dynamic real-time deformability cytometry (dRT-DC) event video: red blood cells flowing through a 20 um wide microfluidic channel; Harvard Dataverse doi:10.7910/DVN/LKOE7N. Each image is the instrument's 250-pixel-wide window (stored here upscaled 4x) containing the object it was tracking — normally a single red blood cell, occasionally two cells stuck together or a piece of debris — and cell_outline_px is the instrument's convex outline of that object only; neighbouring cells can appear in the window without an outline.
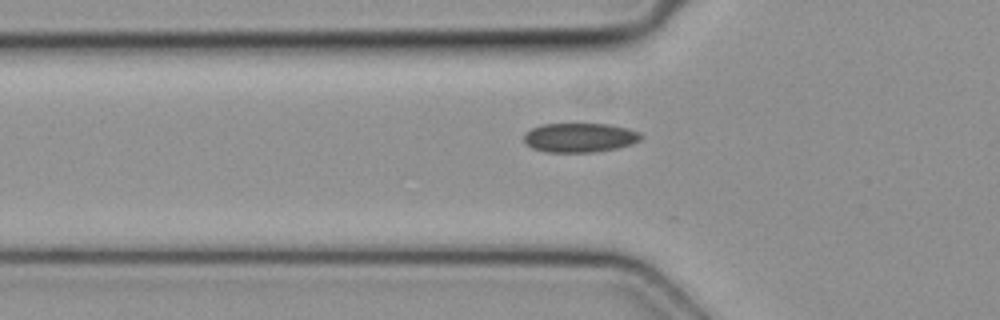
{"species": "common noctule bat (a hibernating species)", "species_latin": "Nyctalus noctula", "temperature_condition": "cold", "stored_images_in_passage": 32, "camera_frame_rate_fps": 3000, "um_per_image_px": 0.085, "animal": {"sex": "female", "body_mass_g": 19.3, "forearm_length_mm": 54.1}, "frame": {"image": 1, "passage_image": 2, "time_ms": 0.333, "image_size_px": [1000, 320], "cell_outline_px": [[644, 136], [640, 140], [632, 144], [616, 148], [596, 152], [544, 152], [532, 148], [524, 144], [524, 132], [532, 128], [544, 124], [608, 124], [628, 128], [640, 132]], "centroid_in_image_um": [49.27, 11.7], "position_along_channel_um": 76.5, "area_um2": 20.17}}
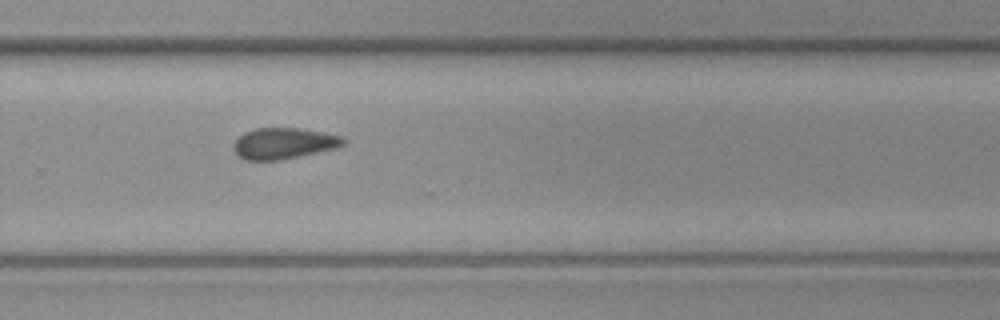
{"frame": {"image": 2, "passage_image": 18, "time_ms": 5.667, "image_size_px": [1000, 320], "cell_outline_px": [[344, 144], [336, 148], [280, 160], [244, 160], [236, 156], [232, 148], [232, 144], [244, 132], [256, 128], [300, 128], [340, 136], [344, 140]], "centroid_in_image_um": [24.03, 12.19], "position_along_channel_um": 305.8, "area_um2": 19.83}}
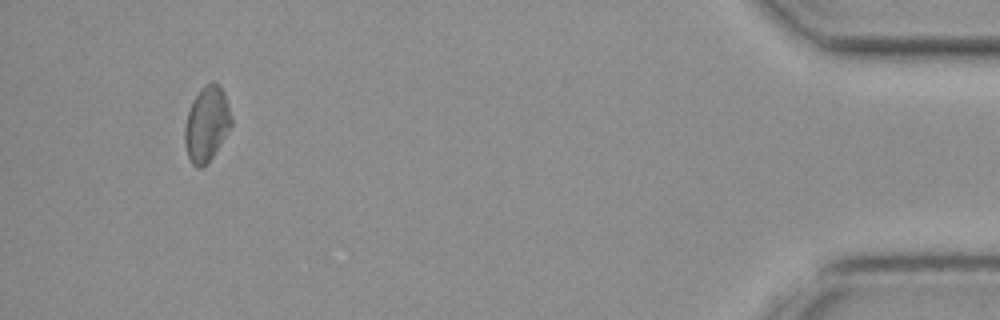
{"frame": {"image": 3, "passage_image": 31, "time_ms": 10.0, "image_size_px": [1000, 320], "cell_outline_px": [[232, 124], [208, 164], [200, 168], [196, 168], [192, 164], [188, 156], [184, 144], [184, 128], [188, 112], [192, 100], [212, 80], [224, 92], [232, 116]], "centroid_in_image_um": [17.56, 10.59], "position_along_channel_um": 417.6, "area_um2": 20.17}}